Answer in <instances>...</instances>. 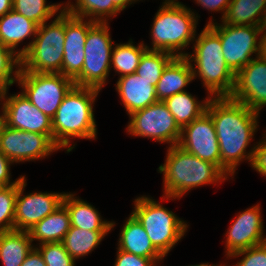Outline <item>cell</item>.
Instances as JSON below:
<instances>
[{
    "label": "cell",
    "mask_w": 266,
    "mask_h": 266,
    "mask_svg": "<svg viewBox=\"0 0 266 266\" xmlns=\"http://www.w3.org/2000/svg\"><path fill=\"white\" fill-rule=\"evenodd\" d=\"M206 112L211 116L221 155V171L235 172L245 158L246 147L257 128L258 112L230 97L208 98Z\"/></svg>",
    "instance_id": "1"
},
{
    "label": "cell",
    "mask_w": 266,
    "mask_h": 266,
    "mask_svg": "<svg viewBox=\"0 0 266 266\" xmlns=\"http://www.w3.org/2000/svg\"><path fill=\"white\" fill-rule=\"evenodd\" d=\"M99 89L74 86L52 118L53 141L59 147L69 145V137L92 139L96 124L92 104Z\"/></svg>",
    "instance_id": "2"
},
{
    "label": "cell",
    "mask_w": 266,
    "mask_h": 266,
    "mask_svg": "<svg viewBox=\"0 0 266 266\" xmlns=\"http://www.w3.org/2000/svg\"><path fill=\"white\" fill-rule=\"evenodd\" d=\"M164 173L166 198H180L193 187L227 179L225 174L211 162L183 150L178 145L170 146L165 164L159 166Z\"/></svg>",
    "instance_id": "3"
},
{
    "label": "cell",
    "mask_w": 266,
    "mask_h": 266,
    "mask_svg": "<svg viewBox=\"0 0 266 266\" xmlns=\"http://www.w3.org/2000/svg\"><path fill=\"white\" fill-rule=\"evenodd\" d=\"M38 26L37 37L21 51L19 69L34 73H61L65 43V9L50 25ZM48 26V27H47Z\"/></svg>",
    "instance_id": "4"
},
{
    "label": "cell",
    "mask_w": 266,
    "mask_h": 266,
    "mask_svg": "<svg viewBox=\"0 0 266 266\" xmlns=\"http://www.w3.org/2000/svg\"><path fill=\"white\" fill-rule=\"evenodd\" d=\"M194 55L186 56L196 63L198 75L210 94L230 97L235 87V74L227 66L220 37L206 25L196 39ZM190 57V58H189Z\"/></svg>",
    "instance_id": "5"
},
{
    "label": "cell",
    "mask_w": 266,
    "mask_h": 266,
    "mask_svg": "<svg viewBox=\"0 0 266 266\" xmlns=\"http://www.w3.org/2000/svg\"><path fill=\"white\" fill-rule=\"evenodd\" d=\"M194 13L179 2L166 0L157 12L153 27V48L149 50L165 51L176 57H186V53H175L187 47L193 40L196 29ZM175 53V54H174Z\"/></svg>",
    "instance_id": "6"
},
{
    "label": "cell",
    "mask_w": 266,
    "mask_h": 266,
    "mask_svg": "<svg viewBox=\"0 0 266 266\" xmlns=\"http://www.w3.org/2000/svg\"><path fill=\"white\" fill-rule=\"evenodd\" d=\"M142 224L153 246L165 256L184 235L187 224L147 197L135 199L132 213Z\"/></svg>",
    "instance_id": "7"
},
{
    "label": "cell",
    "mask_w": 266,
    "mask_h": 266,
    "mask_svg": "<svg viewBox=\"0 0 266 266\" xmlns=\"http://www.w3.org/2000/svg\"><path fill=\"white\" fill-rule=\"evenodd\" d=\"M106 22H96L87 33L82 72L74 79L75 86L101 89L111 65L112 41Z\"/></svg>",
    "instance_id": "8"
},
{
    "label": "cell",
    "mask_w": 266,
    "mask_h": 266,
    "mask_svg": "<svg viewBox=\"0 0 266 266\" xmlns=\"http://www.w3.org/2000/svg\"><path fill=\"white\" fill-rule=\"evenodd\" d=\"M17 81L25 97L49 118H53L65 96L75 86L74 80L61 73H34L20 70Z\"/></svg>",
    "instance_id": "9"
},
{
    "label": "cell",
    "mask_w": 266,
    "mask_h": 266,
    "mask_svg": "<svg viewBox=\"0 0 266 266\" xmlns=\"http://www.w3.org/2000/svg\"><path fill=\"white\" fill-rule=\"evenodd\" d=\"M207 25L220 37L225 63L235 75L250 63L252 53L260 55V40L257 44V36L263 33L260 27L225 23L217 26L212 22Z\"/></svg>",
    "instance_id": "10"
},
{
    "label": "cell",
    "mask_w": 266,
    "mask_h": 266,
    "mask_svg": "<svg viewBox=\"0 0 266 266\" xmlns=\"http://www.w3.org/2000/svg\"><path fill=\"white\" fill-rule=\"evenodd\" d=\"M128 132L135 136L151 137L159 142H170L177 145L181 128L163 101H158L144 109L130 114Z\"/></svg>",
    "instance_id": "11"
},
{
    "label": "cell",
    "mask_w": 266,
    "mask_h": 266,
    "mask_svg": "<svg viewBox=\"0 0 266 266\" xmlns=\"http://www.w3.org/2000/svg\"><path fill=\"white\" fill-rule=\"evenodd\" d=\"M60 149L44 134L11 128L4 124L0 132V151L12 162L28 161Z\"/></svg>",
    "instance_id": "12"
},
{
    "label": "cell",
    "mask_w": 266,
    "mask_h": 266,
    "mask_svg": "<svg viewBox=\"0 0 266 266\" xmlns=\"http://www.w3.org/2000/svg\"><path fill=\"white\" fill-rule=\"evenodd\" d=\"M177 145L186 152L215 164L221 170V155L217 134L213 120L207 112L181 128Z\"/></svg>",
    "instance_id": "13"
},
{
    "label": "cell",
    "mask_w": 266,
    "mask_h": 266,
    "mask_svg": "<svg viewBox=\"0 0 266 266\" xmlns=\"http://www.w3.org/2000/svg\"><path fill=\"white\" fill-rule=\"evenodd\" d=\"M230 98L259 113L266 105V58L257 54L235 75V87Z\"/></svg>",
    "instance_id": "14"
},
{
    "label": "cell",
    "mask_w": 266,
    "mask_h": 266,
    "mask_svg": "<svg viewBox=\"0 0 266 266\" xmlns=\"http://www.w3.org/2000/svg\"><path fill=\"white\" fill-rule=\"evenodd\" d=\"M26 186L25 177L18 184L14 230L29 231L35 224L62 205L65 194L31 193L21 196Z\"/></svg>",
    "instance_id": "15"
},
{
    "label": "cell",
    "mask_w": 266,
    "mask_h": 266,
    "mask_svg": "<svg viewBox=\"0 0 266 266\" xmlns=\"http://www.w3.org/2000/svg\"><path fill=\"white\" fill-rule=\"evenodd\" d=\"M5 125L23 131L48 135L53 140L52 119L38 110L23 93L3 103Z\"/></svg>",
    "instance_id": "16"
},
{
    "label": "cell",
    "mask_w": 266,
    "mask_h": 266,
    "mask_svg": "<svg viewBox=\"0 0 266 266\" xmlns=\"http://www.w3.org/2000/svg\"><path fill=\"white\" fill-rule=\"evenodd\" d=\"M95 23L92 18L89 22H83V18L73 16L65 10V43L62 74L72 80L82 72L87 33Z\"/></svg>",
    "instance_id": "17"
},
{
    "label": "cell",
    "mask_w": 266,
    "mask_h": 266,
    "mask_svg": "<svg viewBox=\"0 0 266 266\" xmlns=\"http://www.w3.org/2000/svg\"><path fill=\"white\" fill-rule=\"evenodd\" d=\"M259 211V205L253 206L238 215L231 225L226 241L228 256L266 242L262 235L263 222Z\"/></svg>",
    "instance_id": "18"
},
{
    "label": "cell",
    "mask_w": 266,
    "mask_h": 266,
    "mask_svg": "<svg viewBox=\"0 0 266 266\" xmlns=\"http://www.w3.org/2000/svg\"><path fill=\"white\" fill-rule=\"evenodd\" d=\"M116 89L129 115L158 102L156 87L136 73L120 77Z\"/></svg>",
    "instance_id": "19"
},
{
    "label": "cell",
    "mask_w": 266,
    "mask_h": 266,
    "mask_svg": "<svg viewBox=\"0 0 266 266\" xmlns=\"http://www.w3.org/2000/svg\"><path fill=\"white\" fill-rule=\"evenodd\" d=\"M187 57H175L164 69L156 85V96L158 101L184 92L183 88L196 76V70Z\"/></svg>",
    "instance_id": "20"
},
{
    "label": "cell",
    "mask_w": 266,
    "mask_h": 266,
    "mask_svg": "<svg viewBox=\"0 0 266 266\" xmlns=\"http://www.w3.org/2000/svg\"><path fill=\"white\" fill-rule=\"evenodd\" d=\"M119 250L149 259H162L164 256L153 246L142 224L131 214L123 226Z\"/></svg>",
    "instance_id": "21"
},
{
    "label": "cell",
    "mask_w": 266,
    "mask_h": 266,
    "mask_svg": "<svg viewBox=\"0 0 266 266\" xmlns=\"http://www.w3.org/2000/svg\"><path fill=\"white\" fill-rule=\"evenodd\" d=\"M73 196L65 193L62 201L69 212L70 226L90 231L111 230L114 223L102 221L94 207L82 200L74 199Z\"/></svg>",
    "instance_id": "22"
},
{
    "label": "cell",
    "mask_w": 266,
    "mask_h": 266,
    "mask_svg": "<svg viewBox=\"0 0 266 266\" xmlns=\"http://www.w3.org/2000/svg\"><path fill=\"white\" fill-rule=\"evenodd\" d=\"M70 228V216L67 208L62 204L54 212L47 215L29 231L30 238L40 240L41 244L62 242Z\"/></svg>",
    "instance_id": "23"
},
{
    "label": "cell",
    "mask_w": 266,
    "mask_h": 266,
    "mask_svg": "<svg viewBox=\"0 0 266 266\" xmlns=\"http://www.w3.org/2000/svg\"><path fill=\"white\" fill-rule=\"evenodd\" d=\"M38 24L13 9L0 17V42L12 51L25 38L35 36Z\"/></svg>",
    "instance_id": "24"
},
{
    "label": "cell",
    "mask_w": 266,
    "mask_h": 266,
    "mask_svg": "<svg viewBox=\"0 0 266 266\" xmlns=\"http://www.w3.org/2000/svg\"><path fill=\"white\" fill-rule=\"evenodd\" d=\"M31 242L28 231L0 232V259L4 266H21L32 250Z\"/></svg>",
    "instance_id": "25"
},
{
    "label": "cell",
    "mask_w": 266,
    "mask_h": 266,
    "mask_svg": "<svg viewBox=\"0 0 266 266\" xmlns=\"http://www.w3.org/2000/svg\"><path fill=\"white\" fill-rule=\"evenodd\" d=\"M265 7L266 0H231L222 22L228 25L260 27Z\"/></svg>",
    "instance_id": "26"
},
{
    "label": "cell",
    "mask_w": 266,
    "mask_h": 266,
    "mask_svg": "<svg viewBox=\"0 0 266 266\" xmlns=\"http://www.w3.org/2000/svg\"><path fill=\"white\" fill-rule=\"evenodd\" d=\"M174 116L180 128L190 124L194 119L206 112L208 100L204 104L196 102L195 98L186 91L174 94L163 101Z\"/></svg>",
    "instance_id": "27"
},
{
    "label": "cell",
    "mask_w": 266,
    "mask_h": 266,
    "mask_svg": "<svg viewBox=\"0 0 266 266\" xmlns=\"http://www.w3.org/2000/svg\"><path fill=\"white\" fill-rule=\"evenodd\" d=\"M108 231L82 230L70 226L62 240V244L70 256L75 260L91 252L104 238Z\"/></svg>",
    "instance_id": "28"
},
{
    "label": "cell",
    "mask_w": 266,
    "mask_h": 266,
    "mask_svg": "<svg viewBox=\"0 0 266 266\" xmlns=\"http://www.w3.org/2000/svg\"><path fill=\"white\" fill-rule=\"evenodd\" d=\"M175 57L171 53L148 48L141 56L136 74L156 87L164 69Z\"/></svg>",
    "instance_id": "29"
},
{
    "label": "cell",
    "mask_w": 266,
    "mask_h": 266,
    "mask_svg": "<svg viewBox=\"0 0 266 266\" xmlns=\"http://www.w3.org/2000/svg\"><path fill=\"white\" fill-rule=\"evenodd\" d=\"M147 49L143 44L136 47L131 42L116 45L111 53V62L115 70L121 73L120 77L136 73L141 56Z\"/></svg>",
    "instance_id": "30"
},
{
    "label": "cell",
    "mask_w": 266,
    "mask_h": 266,
    "mask_svg": "<svg viewBox=\"0 0 266 266\" xmlns=\"http://www.w3.org/2000/svg\"><path fill=\"white\" fill-rule=\"evenodd\" d=\"M64 9L76 17L96 16L98 18L95 17L93 21L100 23L106 22L103 19L104 15L115 16L116 13L121 11L114 3H109V0H77L76 6L70 5V7L66 6Z\"/></svg>",
    "instance_id": "31"
},
{
    "label": "cell",
    "mask_w": 266,
    "mask_h": 266,
    "mask_svg": "<svg viewBox=\"0 0 266 266\" xmlns=\"http://www.w3.org/2000/svg\"><path fill=\"white\" fill-rule=\"evenodd\" d=\"M45 3V0H13L12 9L41 25L54 16L61 6L45 5Z\"/></svg>",
    "instance_id": "32"
},
{
    "label": "cell",
    "mask_w": 266,
    "mask_h": 266,
    "mask_svg": "<svg viewBox=\"0 0 266 266\" xmlns=\"http://www.w3.org/2000/svg\"><path fill=\"white\" fill-rule=\"evenodd\" d=\"M17 194L18 184L0 188V232L14 230Z\"/></svg>",
    "instance_id": "33"
},
{
    "label": "cell",
    "mask_w": 266,
    "mask_h": 266,
    "mask_svg": "<svg viewBox=\"0 0 266 266\" xmlns=\"http://www.w3.org/2000/svg\"><path fill=\"white\" fill-rule=\"evenodd\" d=\"M14 54H16V52L5 47L0 42V86L3 89H7L8 86H11L15 82V80L17 81L20 69L16 70L14 73L16 79L13 78L11 74L13 72L14 64L20 67L21 58H19L17 54Z\"/></svg>",
    "instance_id": "34"
},
{
    "label": "cell",
    "mask_w": 266,
    "mask_h": 266,
    "mask_svg": "<svg viewBox=\"0 0 266 266\" xmlns=\"http://www.w3.org/2000/svg\"><path fill=\"white\" fill-rule=\"evenodd\" d=\"M47 266H74L75 260L64 248L62 242L44 243L40 249Z\"/></svg>",
    "instance_id": "35"
},
{
    "label": "cell",
    "mask_w": 266,
    "mask_h": 266,
    "mask_svg": "<svg viewBox=\"0 0 266 266\" xmlns=\"http://www.w3.org/2000/svg\"><path fill=\"white\" fill-rule=\"evenodd\" d=\"M244 254H246V256L240 262H238L236 266H266V242L235 252L229 257Z\"/></svg>",
    "instance_id": "36"
},
{
    "label": "cell",
    "mask_w": 266,
    "mask_h": 266,
    "mask_svg": "<svg viewBox=\"0 0 266 266\" xmlns=\"http://www.w3.org/2000/svg\"><path fill=\"white\" fill-rule=\"evenodd\" d=\"M157 260L159 261V259L140 257L133 253L118 249L115 266H154Z\"/></svg>",
    "instance_id": "37"
},
{
    "label": "cell",
    "mask_w": 266,
    "mask_h": 266,
    "mask_svg": "<svg viewBox=\"0 0 266 266\" xmlns=\"http://www.w3.org/2000/svg\"><path fill=\"white\" fill-rule=\"evenodd\" d=\"M246 158L252 163L254 169L266 176V141L254 147Z\"/></svg>",
    "instance_id": "38"
},
{
    "label": "cell",
    "mask_w": 266,
    "mask_h": 266,
    "mask_svg": "<svg viewBox=\"0 0 266 266\" xmlns=\"http://www.w3.org/2000/svg\"><path fill=\"white\" fill-rule=\"evenodd\" d=\"M13 163L8 157H6L1 151H0V186L1 187H8L11 185L19 184L21 179L20 177L15 182H12L10 184V172H9V164Z\"/></svg>",
    "instance_id": "39"
},
{
    "label": "cell",
    "mask_w": 266,
    "mask_h": 266,
    "mask_svg": "<svg viewBox=\"0 0 266 266\" xmlns=\"http://www.w3.org/2000/svg\"><path fill=\"white\" fill-rule=\"evenodd\" d=\"M198 4L204 6L207 9L220 11L225 10L222 18L225 16L228 5L231 0H196Z\"/></svg>",
    "instance_id": "40"
},
{
    "label": "cell",
    "mask_w": 266,
    "mask_h": 266,
    "mask_svg": "<svg viewBox=\"0 0 266 266\" xmlns=\"http://www.w3.org/2000/svg\"><path fill=\"white\" fill-rule=\"evenodd\" d=\"M21 266H47L38 248H32Z\"/></svg>",
    "instance_id": "41"
},
{
    "label": "cell",
    "mask_w": 266,
    "mask_h": 266,
    "mask_svg": "<svg viewBox=\"0 0 266 266\" xmlns=\"http://www.w3.org/2000/svg\"><path fill=\"white\" fill-rule=\"evenodd\" d=\"M13 7V0H0V17L10 12Z\"/></svg>",
    "instance_id": "42"
},
{
    "label": "cell",
    "mask_w": 266,
    "mask_h": 266,
    "mask_svg": "<svg viewBox=\"0 0 266 266\" xmlns=\"http://www.w3.org/2000/svg\"><path fill=\"white\" fill-rule=\"evenodd\" d=\"M136 0H109V3H114L121 11L127 7V4Z\"/></svg>",
    "instance_id": "43"
},
{
    "label": "cell",
    "mask_w": 266,
    "mask_h": 266,
    "mask_svg": "<svg viewBox=\"0 0 266 266\" xmlns=\"http://www.w3.org/2000/svg\"><path fill=\"white\" fill-rule=\"evenodd\" d=\"M260 38V56L266 58V31Z\"/></svg>",
    "instance_id": "44"
},
{
    "label": "cell",
    "mask_w": 266,
    "mask_h": 266,
    "mask_svg": "<svg viewBox=\"0 0 266 266\" xmlns=\"http://www.w3.org/2000/svg\"><path fill=\"white\" fill-rule=\"evenodd\" d=\"M260 28L262 32L266 31V7H265L264 14H263V17L260 23Z\"/></svg>",
    "instance_id": "45"
},
{
    "label": "cell",
    "mask_w": 266,
    "mask_h": 266,
    "mask_svg": "<svg viewBox=\"0 0 266 266\" xmlns=\"http://www.w3.org/2000/svg\"><path fill=\"white\" fill-rule=\"evenodd\" d=\"M6 92H7V89H3V88L0 86V98H1V99H4V98H5Z\"/></svg>",
    "instance_id": "46"
},
{
    "label": "cell",
    "mask_w": 266,
    "mask_h": 266,
    "mask_svg": "<svg viewBox=\"0 0 266 266\" xmlns=\"http://www.w3.org/2000/svg\"><path fill=\"white\" fill-rule=\"evenodd\" d=\"M4 124H5V120H4V110H3V114L0 116V132Z\"/></svg>",
    "instance_id": "47"
},
{
    "label": "cell",
    "mask_w": 266,
    "mask_h": 266,
    "mask_svg": "<svg viewBox=\"0 0 266 266\" xmlns=\"http://www.w3.org/2000/svg\"><path fill=\"white\" fill-rule=\"evenodd\" d=\"M193 266V265H192ZM194 266H213V265H208V264H200V265H194Z\"/></svg>",
    "instance_id": "48"
}]
</instances>
